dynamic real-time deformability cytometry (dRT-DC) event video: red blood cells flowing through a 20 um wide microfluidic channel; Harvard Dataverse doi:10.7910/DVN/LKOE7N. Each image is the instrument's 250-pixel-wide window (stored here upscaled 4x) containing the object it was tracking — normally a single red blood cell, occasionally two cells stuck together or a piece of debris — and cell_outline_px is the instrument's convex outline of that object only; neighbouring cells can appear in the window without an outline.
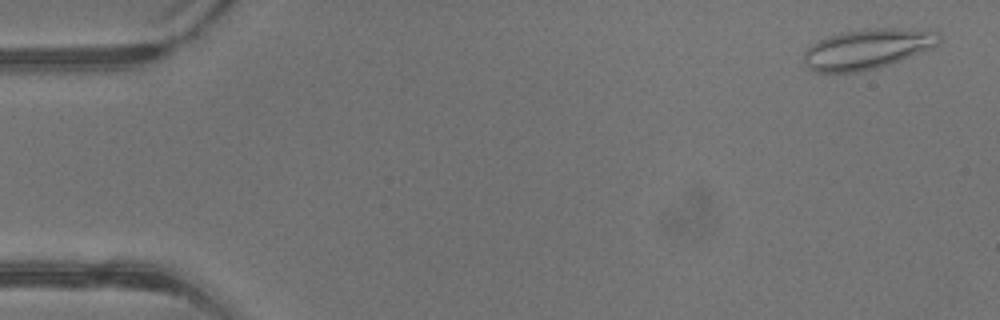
{"species": "common noctule bat (a hibernating species)", "species_latin": "Nyctalus noctula", "temperature_condition": "warm", "stored_images_in_passage": 42, "camera_frame_rate_fps": 3000, "um_per_image_px": 0.085, "animal": {"sex": "male", "body_mass_g": 13.3}, "frame": {"image": 1, "passage_image": 2, "time_ms": 0.333, "image_size_px": [1000, 320], "cell_outline_px": [[940, 44], [932, 48], [900, 60], [876, 68], [860, 72], [816, 72], [808, 68], [804, 60], [804, 48], [828, 36], [840, 32], [876, 28], [936, 28], [940, 36]], "centroid_in_image_um": [73.79, 4.13], "position_along_channel_um": 11.2, "area_um2": 32.02}}
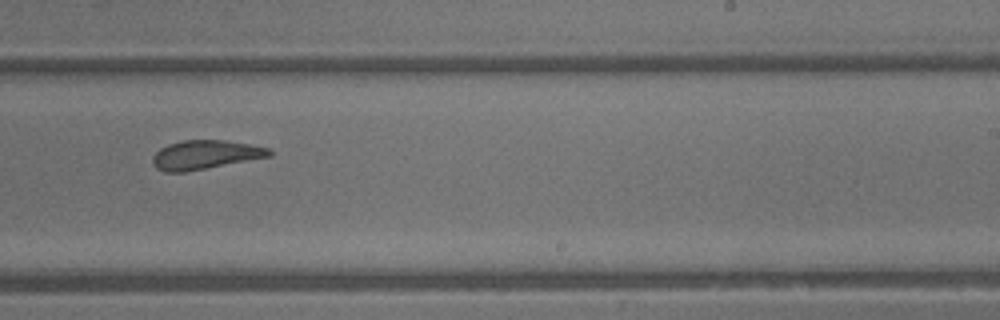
{"frame": {"image": 2, "passage_image": 26, "time_ms": 8.333, "image_size_px": [1000, 320], "cell_outline_px": [[272, 156], [184, 172], [164, 172], [156, 168], [152, 164], [152, 156], [160, 148], [168, 144], [184, 140], [224, 140], [248, 144], [268, 148], [272, 152]], "centroid_in_image_um": [17.4, 13.16], "position_along_channel_um": 271.6, "area_um2": 19.59}}
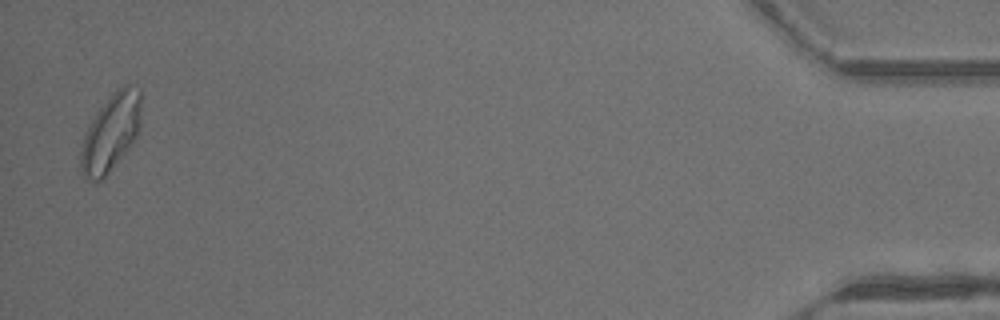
{"frame": {"image": 3, "passage_image": 41, "time_ms": 13.333, "image_size_px": [1000, 320], "cell_outline_px": [[140, 128], [132, 144], [104, 176], [96, 184], [88, 180], [80, 172], [80, 152], [84, 136], [96, 112], [112, 92], [116, 88], [124, 84], [132, 84], [140, 88]], "centroid_in_image_um": [9.41, 11.25], "position_along_channel_um": 425.8, "area_um2": 27.22}, "authors_computed_cell_mechanics": {"area_um2": 21.9351, "velocity_mm_per_s": 4.9391, "shape_relaxation_time_tau1_ms": 5.3222, "shape_relaxation_time_tau2_ms": 1.174, "deformation_change_tau1": 0.1737, "deformation_change_tau2": 0.0567}}